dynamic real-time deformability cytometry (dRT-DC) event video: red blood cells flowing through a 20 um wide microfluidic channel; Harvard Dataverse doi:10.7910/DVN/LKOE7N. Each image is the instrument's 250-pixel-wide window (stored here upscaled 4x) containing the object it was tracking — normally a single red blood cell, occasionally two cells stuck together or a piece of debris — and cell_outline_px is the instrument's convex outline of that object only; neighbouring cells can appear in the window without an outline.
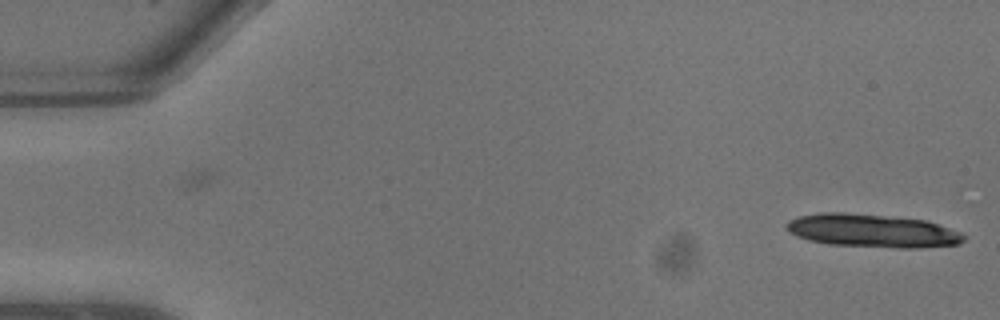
{"species": "common noctule bat (a hibernating species)", "species_latin": "Nyctalus noctula", "temperature_condition": "warm", "stored_images_in_passage": 10, "camera_frame_rate_fps": 3000, "um_per_image_px": 0.085, "animal": {"sex": "male", "body_mass_g": 13.3}, "frame": {"image": 1, "passage_image": 1, "time_ms": 0.0, "image_size_px": [1000, 320], "cell_outline_px": [[968, 236], [960, 244], [920, 248], [896, 248], [828, 244], [808, 240], [796, 236], [788, 232], [784, 228], [784, 224], [788, 220], [800, 216], [820, 212], [844, 212], [928, 220], [960, 232]], "centroid_in_image_um": [74.13, 19.62], "position_along_channel_um": 10.9, "area_um2": 34.74}}
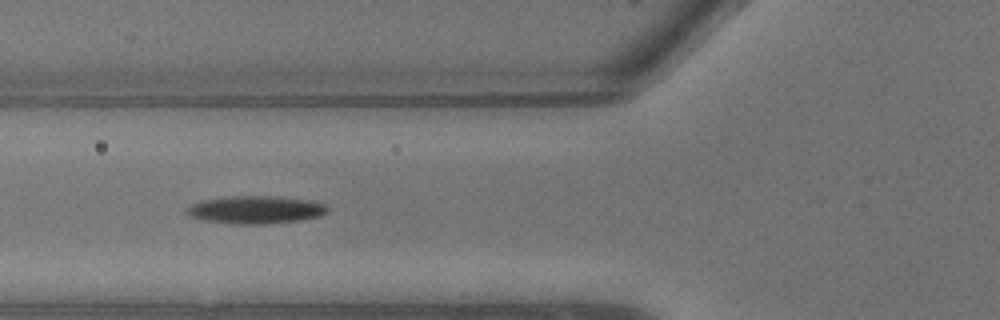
{"frame": {"image": 2, "passage_image": 9, "time_ms": 2.667, "image_size_px": [1000, 320], "cell_outline_px": [[328, 212], [320, 216], [300, 220], [268, 224], [236, 224], [204, 220], [188, 216], [184, 212], [184, 208], [192, 204], [204, 200], [232, 196], [276, 196], [308, 200], [324, 204], [328, 208]], "centroid_in_image_um": [21.7, 17.83], "position_along_channel_um": 104.1, "area_um2": 22.83}}
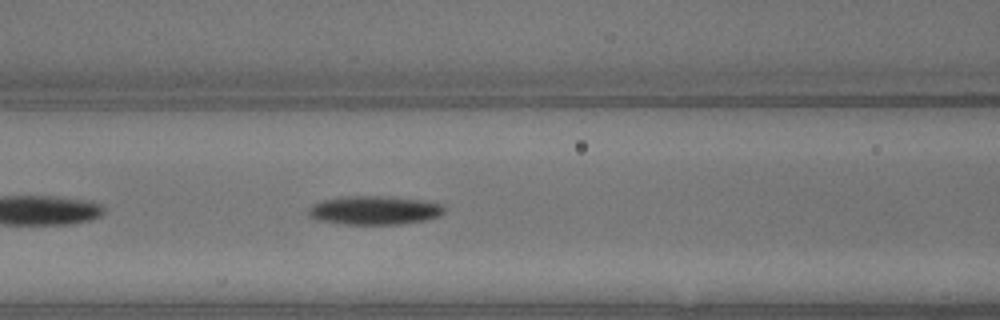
{"frame": {"image": 3, "passage_image": 10, "time_ms": 3.0, "image_size_px": [1000, 320], "cell_outline_px": [[444, 212], [440, 216], [428, 220], [404, 224], [344, 224], [316, 220], [308, 216], [308, 208], [312, 204], [324, 200], [344, 196], [396, 196], [424, 200], [444, 204]], "centroid_in_image_um": [31.86, 17.87], "position_along_channel_um": 134.7, "area_um2": 23.24}}